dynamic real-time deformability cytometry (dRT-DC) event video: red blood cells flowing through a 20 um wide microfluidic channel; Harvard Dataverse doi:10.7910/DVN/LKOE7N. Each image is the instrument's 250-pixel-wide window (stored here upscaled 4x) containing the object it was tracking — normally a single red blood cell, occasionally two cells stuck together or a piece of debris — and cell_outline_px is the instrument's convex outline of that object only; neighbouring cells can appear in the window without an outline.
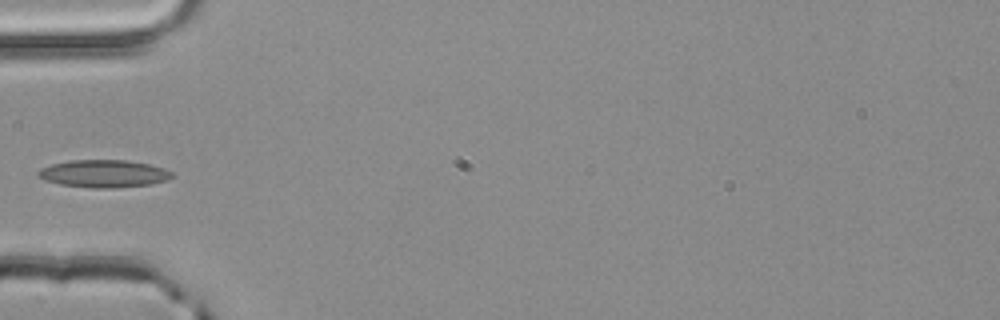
{"species": "common noctule bat (a hibernating species)", "species_latin": "Nyctalus noctula", "temperature_condition": "room temperature", "stored_images_in_passage": 12, "camera_frame_rate_fps": 3000, "um_per_image_px": 0.085, "animal": {"sex": "male", "body_mass_g": 20.4}, "frame": {"image": 1, "passage_image": 1, "time_ms": 0.0, "image_size_px": [1000, 320], "cell_outline_px": [[176, 176], [168, 180], [152, 184], [112, 188], [92, 188], [60, 184], [44, 180], [36, 172], [40, 168], [52, 164], [72, 160], [128, 160], [148, 164], [164, 168], [172, 172]], "centroid_in_image_um": [8.86, 14.76], "position_along_channel_um": 76.1, "area_um2": 21.56}}